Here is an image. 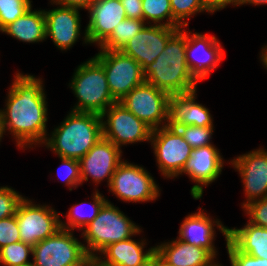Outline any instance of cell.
Segmentation results:
<instances>
[{"label": "cell", "mask_w": 267, "mask_h": 266, "mask_svg": "<svg viewBox=\"0 0 267 266\" xmlns=\"http://www.w3.org/2000/svg\"><path fill=\"white\" fill-rule=\"evenodd\" d=\"M44 91L42 79L20 72L9 88L2 115L5 131L11 132L19 148H31L46 140L48 108Z\"/></svg>", "instance_id": "1"}, {"label": "cell", "mask_w": 267, "mask_h": 266, "mask_svg": "<svg viewBox=\"0 0 267 266\" xmlns=\"http://www.w3.org/2000/svg\"><path fill=\"white\" fill-rule=\"evenodd\" d=\"M179 29L167 42L155 61L144 69L145 81L169 95L197 90L199 82L186 60V30Z\"/></svg>", "instance_id": "2"}, {"label": "cell", "mask_w": 267, "mask_h": 266, "mask_svg": "<svg viewBox=\"0 0 267 266\" xmlns=\"http://www.w3.org/2000/svg\"><path fill=\"white\" fill-rule=\"evenodd\" d=\"M102 137L100 114L71 110L43 144L59 158L79 161Z\"/></svg>", "instance_id": "3"}, {"label": "cell", "mask_w": 267, "mask_h": 266, "mask_svg": "<svg viewBox=\"0 0 267 266\" xmlns=\"http://www.w3.org/2000/svg\"><path fill=\"white\" fill-rule=\"evenodd\" d=\"M69 87L78 100L72 111L101 115L116 102L109 90L103 66L94 57L77 67Z\"/></svg>", "instance_id": "4"}, {"label": "cell", "mask_w": 267, "mask_h": 266, "mask_svg": "<svg viewBox=\"0 0 267 266\" xmlns=\"http://www.w3.org/2000/svg\"><path fill=\"white\" fill-rule=\"evenodd\" d=\"M86 253L96 255L109 244L127 240L142 230L108 200L98 215L82 230Z\"/></svg>", "instance_id": "5"}, {"label": "cell", "mask_w": 267, "mask_h": 266, "mask_svg": "<svg viewBox=\"0 0 267 266\" xmlns=\"http://www.w3.org/2000/svg\"><path fill=\"white\" fill-rule=\"evenodd\" d=\"M94 58L103 66L109 90L116 102L122 100L133 88L145 82L141 65L120 50L101 49Z\"/></svg>", "instance_id": "6"}, {"label": "cell", "mask_w": 267, "mask_h": 266, "mask_svg": "<svg viewBox=\"0 0 267 266\" xmlns=\"http://www.w3.org/2000/svg\"><path fill=\"white\" fill-rule=\"evenodd\" d=\"M122 161L115 170L109 191L124 202L153 201L160 196L158 184L142 166Z\"/></svg>", "instance_id": "7"}, {"label": "cell", "mask_w": 267, "mask_h": 266, "mask_svg": "<svg viewBox=\"0 0 267 266\" xmlns=\"http://www.w3.org/2000/svg\"><path fill=\"white\" fill-rule=\"evenodd\" d=\"M107 117V118H106ZM103 137L121 149L136 142L150 143L153 129L137 118L120 102L110 105L102 114ZM106 121H105V120Z\"/></svg>", "instance_id": "8"}, {"label": "cell", "mask_w": 267, "mask_h": 266, "mask_svg": "<svg viewBox=\"0 0 267 266\" xmlns=\"http://www.w3.org/2000/svg\"><path fill=\"white\" fill-rule=\"evenodd\" d=\"M150 142L161 174L166 178L177 177L191 157L193 148L176 128L167 126L154 129Z\"/></svg>", "instance_id": "9"}, {"label": "cell", "mask_w": 267, "mask_h": 266, "mask_svg": "<svg viewBox=\"0 0 267 266\" xmlns=\"http://www.w3.org/2000/svg\"><path fill=\"white\" fill-rule=\"evenodd\" d=\"M16 219L20 240L31 246L53 236L60 229V214L47 205L34 204L30 199L20 202Z\"/></svg>", "instance_id": "10"}, {"label": "cell", "mask_w": 267, "mask_h": 266, "mask_svg": "<svg viewBox=\"0 0 267 266\" xmlns=\"http://www.w3.org/2000/svg\"><path fill=\"white\" fill-rule=\"evenodd\" d=\"M72 232L60 228L34 245L31 266H71L82 259L87 254L85 243L77 240Z\"/></svg>", "instance_id": "11"}, {"label": "cell", "mask_w": 267, "mask_h": 266, "mask_svg": "<svg viewBox=\"0 0 267 266\" xmlns=\"http://www.w3.org/2000/svg\"><path fill=\"white\" fill-rule=\"evenodd\" d=\"M169 96L167 92L145 81L119 102L154 130L167 125Z\"/></svg>", "instance_id": "12"}, {"label": "cell", "mask_w": 267, "mask_h": 266, "mask_svg": "<svg viewBox=\"0 0 267 266\" xmlns=\"http://www.w3.org/2000/svg\"><path fill=\"white\" fill-rule=\"evenodd\" d=\"M224 51L215 36L186 31V60L188 68L198 80H205L224 58Z\"/></svg>", "instance_id": "13"}, {"label": "cell", "mask_w": 267, "mask_h": 266, "mask_svg": "<svg viewBox=\"0 0 267 266\" xmlns=\"http://www.w3.org/2000/svg\"><path fill=\"white\" fill-rule=\"evenodd\" d=\"M178 30L179 28L165 25H145L120 51L134 58L144 70L155 61Z\"/></svg>", "instance_id": "14"}, {"label": "cell", "mask_w": 267, "mask_h": 266, "mask_svg": "<svg viewBox=\"0 0 267 266\" xmlns=\"http://www.w3.org/2000/svg\"><path fill=\"white\" fill-rule=\"evenodd\" d=\"M121 149L110 140L102 137L80 160V177L82 183L89 176L96 184L105 178L108 187L118 165L123 161Z\"/></svg>", "instance_id": "15"}, {"label": "cell", "mask_w": 267, "mask_h": 266, "mask_svg": "<svg viewBox=\"0 0 267 266\" xmlns=\"http://www.w3.org/2000/svg\"><path fill=\"white\" fill-rule=\"evenodd\" d=\"M230 163L239 172L249 203L267 197V151L263 148L253 150L234 158Z\"/></svg>", "instance_id": "16"}, {"label": "cell", "mask_w": 267, "mask_h": 266, "mask_svg": "<svg viewBox=\"0 0 267 266\" xmlns=\"http://www.w3.org/2000/svg\"><path fill=\"white\" fill-rule=\"evenodd\" d=\"M223 158L214 145L194 148L182 173L187 174L196 185L191 188V195L198 200L202 197L203 187L214 182L222 172ZM203 185V186H202Z\"/></svg>", "instance_id": "17"}, {"label": "cell", "mask_w": 267, "mask_h": 266, "mask_svg": "<svg viewBox=\"0 0 267 266\" xmlns=\"http://www.w3.org/2000/svg\"><path fill=\"white\" fill-rule=\"evenodd\" d=\"M87 10L90 16L84 42L97 43L98 47L112 34L116 25L127 18L120 0H95Z\"/></svg>", "instance_id": "18"}, {"label": "cell", "mask_w": 267, "mask_h": 266, "mask_svg": "<svg viewBox=\"0 0 267 266\" xmlns=\"http://www.w3.org/2000/svg\"><path fill=\"white\" fill-rule=\"evenodd\" d=\"M79 10V8L60 5L52 10H44L46 38L50 36L60 50H68L80 37Z\"/></svg>", "instance_id": "19"}, {"label": "cell", "mask_w": 267, "mask_h": 266, "mask_svg": "<svg viewBox=\"0 0 267 266\" xmlns=\"http://www.w3.org/2000/svg\"><path fill=\"white\" fill-rule=\"evenodd\" d=\"M196 90L173 94L168 99L167 127L194 125L199 127L213 126V118L202 104L197 103Z\"/></svg>", "instance_id": "20"}, {"label": "cell", "mask_w": 267, "mask_h": 266, "mask_svg": "<svg viewBox=\"0 0 267 266\" xmlns=\"http://www.w3.org/2000/svg\"><path fill=\"white\" fill-rule=\"evenodd\" d=\"M217 226L224 235L225 240L228 239V227H225L219 220H212L208 214L200 209L197 213H193L185 217L179 229L178 239L209 250L215 257L217 255L216 247L213 240L215 239V229Z\"/></svg>", "instance_id": "21"}, {"label": "cell", "mask_w": 267, "mask_h": 266, "mask_svg": "<svg viewBox=\"0 0 267 266\" xmlns=\"http://www.w3.org/2000/svg\"><path fill=\"white\" fill-rule=\"evenodd\" d=\"M155 252L169 266H208L216 258L209 250L177 238L155 246Z\"/></svg>", "instance_id": "22"}, {"label": "cell", "mask_w": 267, "mask_h": 266, "mask_svg": "<svg viewBox=\"0 0 267 266\" xmlns=\"http://www.w3.org/2000/svg\"><path fill=\"white\" fill-rule=\"evenodd\" d=\"M146 240L137 242L132 238L109 244L99 254L104 256V260L99 257L100 266H138L148 260L154 253L155 247H151L144 252L143 248Z\"/></svg>", "instance_id": "23"}, {"label": "cell", "mask_w": 267, "mask_h": 266, "mask_svg": "<svg viewBox=\"0 0 267 266\" xmlns=\"http://www.w3.org/2000/svg\"><path fill=\"white\" fill-rule=\"evenodd\" d=\"M19 41L27 43L42 42L46 38V20L44 10H27L2 31Z\"/></svg>", "instance_id": "24"}, {"label": "cell", "mask_w": 267, "mask_h": 266, "mask_svg": "<svg viewBox=\"0 0 267 266\" xmlns=\"http://www.w3.org/2000/svg\"><path fill=\"white\" fill-rule=\"evenodd\" d=\"M228 239L241 252L267 260V228L248 222L240 229H228Z\"/></svg>", "instance_id": "25"}, {"label": "cell", "mask_w": 267, "mask_h": 266, "mask_svg": "<svg viewBox=\"0 0 267 266\" xmlns=\"http://www.w3.org/2000/svg\"><path fill=\"white\" fill-rule=\"evenodd\" d=\"M92 199L93 202L90 205L91 207L89 206V211L92 210L91 212H83L84 208L82 209V207L86 202L73 205L69 209L68 215H66L67 223L60 221V228L70 231H73L75 228H79V231H81L86 225L92 222L93 219L98 215L103 204L107 201V199H105V197L102 196L98 190L94 192Z\"/></svg>", "instance_id": "26"}, {"label": "cell", "mask_w": 267, "mask_h": 266, "mask_svg": "<svg viewBox=\"0 0 267 266\" xmlns=\"http://www.w3.org/2000/svg\"><path fill=\"white\" fill-rule=\"evenodd\" d=\"M143 20L149 25H165L179 28L182 26L173 18L170 0H142ZM166 19V22L163 21ZM149 20V21H148ZM163 23H162V22Z\"/></svg>", "instance_id": "27"}, {"label": "cell", "mask_w": 267, "mask_h": 266, "mask_svg": "<svg viewBox=\"0 0 267 266\" xmlns=\"http://www.w3.org/2000/svg\"><path fill=\"white\" fill-rule=\"evenodd\" d=\"M146 24L144 20L126 18L116 25L112 34L99 46L100 49L121 50Z\"/></svg>", "instance_id": "28"}, {"label": "cell", "mask_w": 267, "mask_h": 266, "mask_svg": "<svg viewBox=\"0 0 267 266\" xmlns=\"http://www.w3.org/2000/svg\"><path fill=\"white\" fill-rule=\"evenodd\" d=\"M29 254H33V246L22 241L12 243L0 248V263L4 266H31Z\"/></svg>", "instance_id": "29"}, {"label": "cell", "mask_w": 267, "mask_h": 266, "mask_svg": "<svg viewBox=\"0 0 267 266\" xmlns=\"http://www.w3.org/2000/svg\"><path fill=\"white\" fill-rule=\"evenodd\" d=\"M183 139L194 149L211 144L214 126L199 127L194 125L177 126Z\"/></svg>", "instance_id": "30"}, {"label": "cell", "mask_w": 267, "mask_h": 266, "mask_svg": "<svg viewBox=\"0 0 267 266\" xmlns=\"http://www.w3.org/2000/svg\"><path fill=\"white\" fill-rule=\"evenodd\" d=\"M30 0H0V32L32 7Z\"/></svg>", "instance_id": "31"}, {"label": "cell", "mask_w": 267, "mask_h": 266, "mask_svg": "<svg viewBox=\"0 0 267 266\" xmlns=\"http://www.w3.org/2000/svg\"><path fill=\"white\" fill-rule=\"evenodd\" d=\"M172 16L182 26H188L185 20L203 11L209 12L201 0H170Z\"/></svg>", "instance_id": "32"}, {"label": "cell", "mask_w": 267, "mask_h": 266, "mask_svg": "<svg viewBox=\"0 0 267 266\" xmlns=\"http://www.w3.org/2000/svg\"><path fill=\"white\" fill-rule=\"evenodd\" d=\"M24 197L14 189L0 187V220L16 215L17 208Z\"/></svg>", "instance_id": "33"}, {"label": "cell", "mask_w": 267, "mask_h": 266, "mask_svg": "<svg viewBox=\"0 0 267 266\" xmlns=\"http://www.w3.org/2000/svg\"><path fill=\"white\" fill-rule=\"evenodd\" d=\"M62 162V170L57 169L58 176L65 182V184L69 187V190L72 191V188H77L80 184H82L81 177H80V162L75 159H69V158H60ZM62 172L64 174H62ZM64 176V177H62Z\"/></svg>", "instance_id": "34"}, {"label": "cell", "mask_w": 267, "mask_h": 266, "mask_svg": "<svg viewBox=\"0 0 267 266\" xmlns=\"http://www.w3.org/2000/svg\"><path fill=\"white\" fill-rule=\"evenodd\" d=\"M226 247L231 266H267V260L241 252L229 239Z\"/></svg>", "instance_id": "35"}, {"label": "cell", "mask_w": 267, "mask_h": 266, "mask_svg": "<svg viewBox=\"0 0 267 266\" xmlns=\"http://www.w3.org/2000/svg\"><path fill=\"white\" fill-rule=\"evenodd\" d=\"M20 234L16 216L0 220V248L19 242Z\"/></svg>", "instance_id": "36"}, {"label": "cell", "mask_w": 267, "mask_h": 266, "mask_svg": "<svg viewBox=\"0 0 267 266\" xmlns=\"http://www.w3.org/2000/svg\"><path fill=\"white\" fill-rule=\"evenodd\" d=\"M243 209L251 224L267 228V197L253 201Z\"/></svg>", "instance_id": "37"}, {"label": "cell", "mask_w": 267, "mask_h": 266, "mask_svg": "<svg viewBox=\"0 0 267 266\" xmlns=\"http://www.w3.org/2000/svg\"><path fill=\"white\" fill-rule=\"evenodd\" d=\"M127 18L143 20L142 0H120Z\"/></svg>", "instance_id": "38"}, {"label": "cell", "mask_w": 267, "mask_h": 266, "mask_svg": "<svg viewBox=\"0 0 267 266\" xmlns=\"http://www.w3.org/2000/svg\"><path fill=\"white\" fill-rule=\"evenodd\" d=\"M209 13L219 11L226 6L235 5L237 6L238 0H201Z\"/></svg>", "instance_id": "39"}, {"label": "cell", "mask_w": 267, "mask_h": 266, "mask_svg": "<svg viewBox=\"0 0 267 266\" xmlns=\"http://www.w3.org/2000/svg\"><path fill=\"white\" fill-rule=\"evenodd\" d=\"M52 4L65 6V7H75L79 9H88L89 6L95 0H50Z\"/></svg>", "instance_id": "40"}, {"label": "cell", "mask_w": 267, "mask_h": 266, "mask_svg": "<svg viewBox=\"0 0 267 266\" xmlns=\"http://www.w3.org/2000/svg\"><path fill=\"white\" fill-rule=\"evenodd\" d=\"M71 266H100L98 253L96 255L87 253L82 259Z\"/></svg>", "instance_id": "41"}, {"label": "cell", "mask_w": 267, "mask_h": 266, "mask_svg": "<svg viewBox=\"0 0 267 266\" xmlns=\"http://www.w3.org/2000/svg\"><path fill=\"white\" fill-rule=\"evenodd\" d=\"M244 4H254L258 6L259 4H267V0H238L237 6Z\"/></svg>", "instance_id": "42"}, {"label": "cell", "mask_w": 267, "mask_h": 266, "mask_svg": "<svg viewBox=\"0 0 267 266\" xmlns=\"http://www.w3.org/2000/svg\"><path fill=\"white\" fill-rule=\"evenodd\" d=\"M262 52L260 53V60L262 61V64L265 66L267 69V45L265 47H262Z\"/></svg>", "instance_id": "43"}, {"label": "cell", "mask_w": 267, "mask_h": 266, "mask_svg": "<svg viewBox=\"0 0 267 266\" xmlns=\"http://www.w3.org/2000/svg\"><path fill=\"white\" fill-rule=\"evenodd\" d=\"M5 127H4V121H3V115L2 110L0 109V141L3 137V134L5 133Z\"/></svg>", "instance_id": "44"}, {"label": "cell", "mask_w": 267, "mask_h": 266, "mask_svg": "<svg viewBox=\"0 0 267 266\" xmlns=\"http://www.w3.org/2000/svg\"><path fill=\"white\" fill-rule=\"evenodd\" d=\"M138 266H155V253L148 260Z\"/></svg>", "instance_id": "45"}, {"label": "cell", "mask_w": 267, "mask_h": 266, "mask_svg": "<svg viewBox=\"0 0 267 266\" xmlns=\"http://www.w3.org/2000/svg\"><path fill=\"white\" fill-rule=\"evenodd\" d=\"M155 266H169L164 261H162L159 255L155 252Z\"/></svg>", "instance_id": "46"}, {"label": "cell", "mask_w": 267, "mask_h": 266, "mask_svg": "<svg viewBox=\"0 0 267 266\" xmlns=\"http://www.w3.org/2000/svg\"><path fill=\"white\" fill-rule=\"evenodd\" d=\"M208 266H223V265H220L219 263H215V261H213L210 265Z\"/></svg>", "instance_id": "47"}]
</instances>
